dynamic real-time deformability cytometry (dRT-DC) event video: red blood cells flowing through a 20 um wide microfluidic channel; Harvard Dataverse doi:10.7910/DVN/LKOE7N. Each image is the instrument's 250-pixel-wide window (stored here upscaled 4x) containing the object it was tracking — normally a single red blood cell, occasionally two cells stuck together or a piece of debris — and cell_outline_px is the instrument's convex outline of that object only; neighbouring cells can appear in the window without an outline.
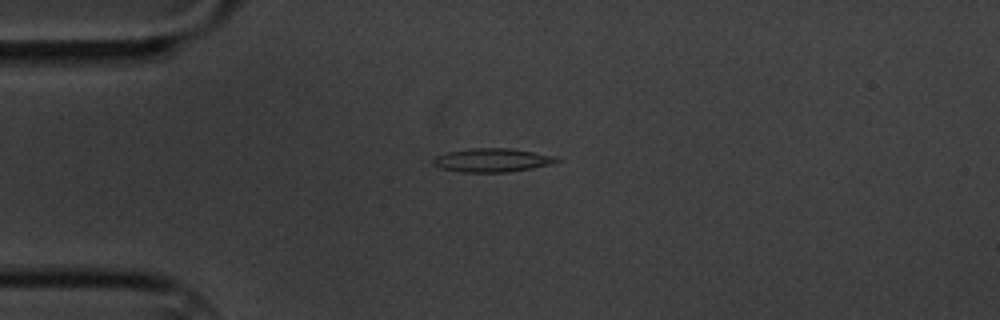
{"species": "common noctule bat (a hibernating species)", "species_latin": "Nyctalus noctula", "temperature_condition": "cold", "stored_images_in_passage": 4, "camera_frame_rate_fps": 3000, "um_per_image_px": 0.085, "animal": {"sex": "male", "body_mass_g": 20.1, "forearm_length_mm": 53.5}, "frame": {"image": 1, "passage_image": 1, "time_ms": 0.0, "image_size_px": [1000, 320], "cell_outline_px": [[560, 160], [552, 164], [532, 168], [508, 172], [464, 172], [440, 168], [432, 164], [432, 156], [444, 152], [472, 148], [508, 148], [556, 156]], "centroid_in_image_um": [41.77, 13.61], "position_along_channel_um": 43.2, "area_um2": 17.11}}
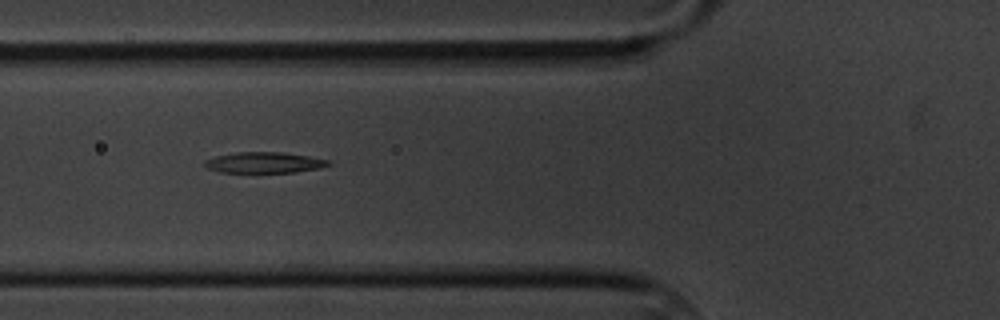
{"frame": {"image": 2, "passage_image": 3, "time_ms": 2.333, "image_size_px": [1000, 320], "cell_outline_px": [[332, 164], [320, 168], [296, 172], [220, 172], [208, 168], [204, 164], [204, 160], [216, 156], [236, 152], [284, 152], [308, 156], [328, 160]], "centroid_in_image_um": [22.47, 13.81], "position_along_channel_um": 103.3, "area_um2": 14.97}}
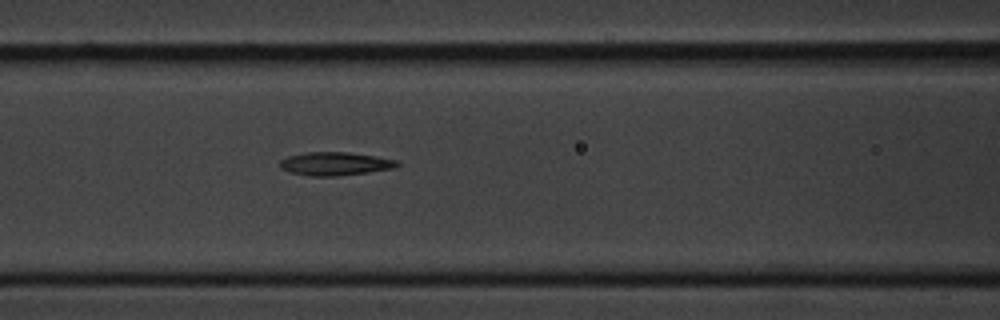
{"frame": {"image": 3, "passage_image": 4, "time_ms": 3.333, "image_size_px": [1000, 320], "cell_outline_px": [[400, 164], [396, 168], [368, 172], [336, 176], [308, 176], [292, 172], [280, 168], [280, 160], [288, 156], [308, 152], [348, 152], [376, 156], [396, 160]], "centroid_in_image_um": [28.5, 13.92], "position_along_channel_um": 138.1, "area_um2": 15.9}}